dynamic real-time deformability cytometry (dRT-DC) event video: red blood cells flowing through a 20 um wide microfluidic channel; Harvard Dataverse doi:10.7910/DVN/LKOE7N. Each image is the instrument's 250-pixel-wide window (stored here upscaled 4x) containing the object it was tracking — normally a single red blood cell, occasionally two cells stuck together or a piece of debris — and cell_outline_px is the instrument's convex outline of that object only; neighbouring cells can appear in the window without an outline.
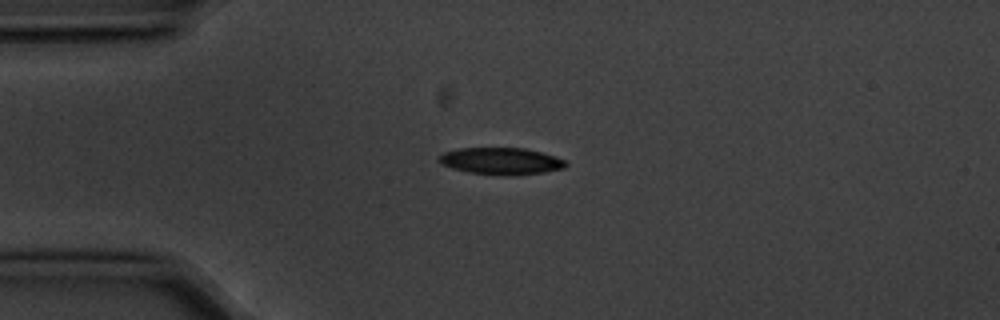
{"species": "common noctule bat (a hibernating species)", "species_latin": "Nyctalus noctula", "temperature_condition": "cold", "stored_images_in_passage": 5, "camera_frame_rate_fps": 3000, "um_per_image_px": 0.085, "animal": {"sex": "male", "body_mass_g": 20.1, "forearm_length_mm": 53.5}, "frame": {"image": 1, "passage_image": 5, "time_ms": 1.333, "image_size_px": [1000, 320], "cell_outline_px": [[568, 164], [564, 168], [544, 172], [508, 176], [468, 172], [452, 168], [436, 160], [444, 152], [460, 148], [524, 148], [556, 156], [564, 160]], "centroid_in_image_um": [42.6, 13.69], "position_along_channel_um": 42.4, "area_um2": 19.77}}